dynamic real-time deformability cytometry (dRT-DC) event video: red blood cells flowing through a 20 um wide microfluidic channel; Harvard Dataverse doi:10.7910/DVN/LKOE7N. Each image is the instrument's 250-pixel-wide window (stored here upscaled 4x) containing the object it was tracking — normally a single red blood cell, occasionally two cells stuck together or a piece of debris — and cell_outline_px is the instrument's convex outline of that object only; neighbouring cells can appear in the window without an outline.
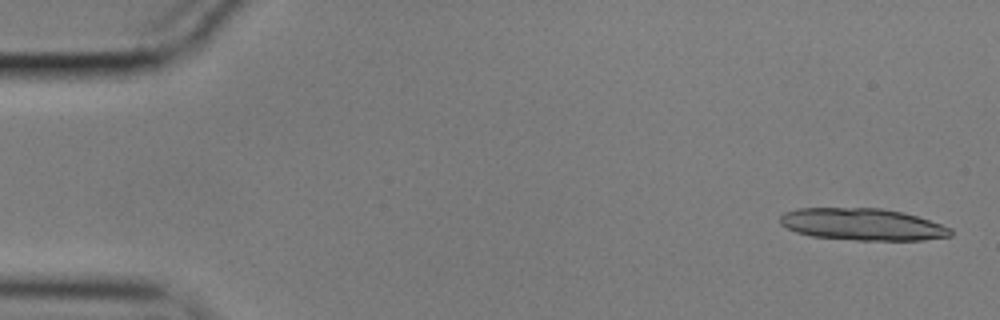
{"species": "common noctule bat (a hibernating species)", "species_latin": "Nyctalus noctula", "temperature_condition": "cold", "stored_images_in_passage": 41, "camera_frame_rate_fps": 3000, "um_per_image_px": 0.085, "animal": {"sex": "male", "body_mass_g": 17.9}, "frame": {"image": 1, "passage_image": 2, "time_ms": 0.333, "image_size_px": [1000, 320], "cell_outline_px": [[952, 236], [924, 240], [856, 240], [812, 236], [796, 232], [780, 224], [780, 216], [784, 212], [800, 208], [880, 208], [904, 212], [952, 228]], "centroid_in_image_um": [73.31, 19.07], "position_along_channel_um": 11.7, "area_um2": 31.73}}
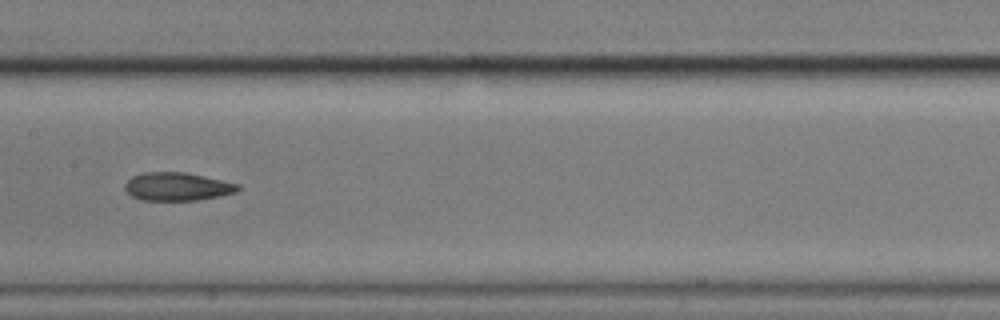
{"frame": {"image": 2, "passage_image": 28, "time_ms": 9.0, "image_size_px": [1000, 320], "cell_outline_px": [[240, 188], [236, 192], [220, 196], [196, 200], [140, 200], [132, 196], [124, 188], [124, 184], [132, 176], [144, 172], [184, 172], [240, 184]], "centroid_in_image_um": [15.05, 15.86], "position_along_channel_um": 192.3, "area_um2": 18.5}}
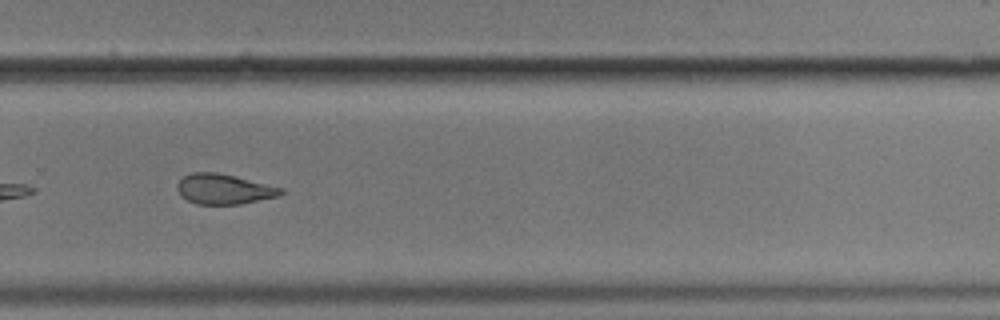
{"frame": {"image": 3, "passage_image": 38, "time_ms": 12.333, "image_size_px": [1000, 320], "cell_outline_px": [[284, 192], [280, 196], [240, 204], [196, 204], [180, 196], [176, 188], [180, 180], [184, 176], [192, 172], [216, 172], [284, 188]], "centroid_in_image_um": [19.03, 16.08], "position_along_channel_um": 310.8, "area_um2": 18.15}}